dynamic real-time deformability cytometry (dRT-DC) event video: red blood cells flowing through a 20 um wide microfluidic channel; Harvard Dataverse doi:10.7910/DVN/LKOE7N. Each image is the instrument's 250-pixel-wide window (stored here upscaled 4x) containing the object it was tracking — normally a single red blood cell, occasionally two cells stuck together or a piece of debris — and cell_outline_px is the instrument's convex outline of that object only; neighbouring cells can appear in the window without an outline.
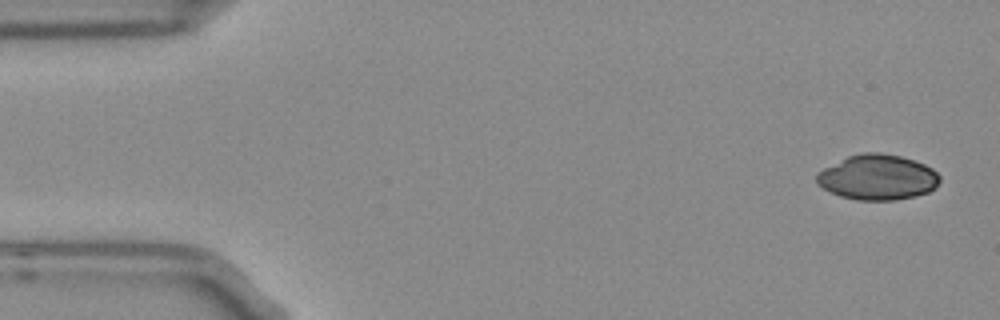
{"species": "Egyptian fruit bat (a non-hibernating species)", "species_latin": "Rousettus aegyptiacus", "temperature_condition": "room temperature", "stored_images_in_passage": 4, "camera_frame_rate_fps": 3000, "um_per_image_px": 0.085, "frame": {"image": 1, "passage_image": 1, "time_ms": 0.0, "image_size_px": [1000, 320], "cell_outline_px": [[940, 180], [936, 188], [928, 192], [916, 196], [896, 200], [856, 200], [840, 196], [816, 184], [816, 172], [848, 156], [860, 152], [880, 152], [900, 156], [924, 164], [932, 168], [940, 176]], "centroid_in_image_um": [74.6, 15.07], "position_along_channel_um": 10.4, "area_um2": 32.6}}